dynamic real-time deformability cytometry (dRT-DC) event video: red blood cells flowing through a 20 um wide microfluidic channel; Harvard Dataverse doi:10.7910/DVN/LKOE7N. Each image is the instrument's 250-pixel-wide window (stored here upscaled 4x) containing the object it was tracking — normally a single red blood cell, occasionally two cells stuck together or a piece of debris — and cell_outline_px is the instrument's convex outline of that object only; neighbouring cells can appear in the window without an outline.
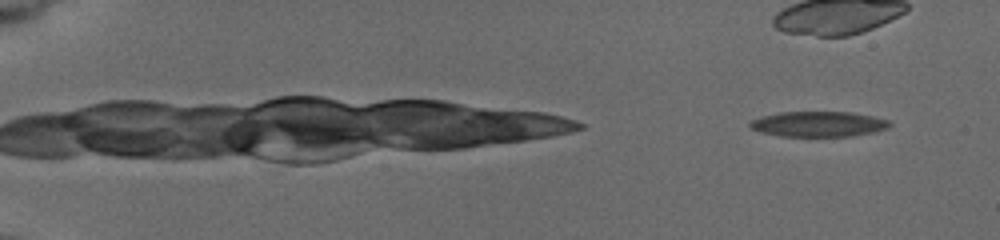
{"species": "common noctule bat (a hibernating species)", "species_latin": "Nyctalus noctula", "temperature_condition": "cold", "stored_images_in_passage": 21, "camera_frame_rate_fps": 3000, "um_per_image_px": 0.085, "animal": {"sex": "female", "body_mass_g": 19.5, "forearm_length_mm": 54.1}, "frame": {"image": 1, "passage_image": 4, "time_ms": 1.0, "image_size_px": [1000, 240], "cell_outline_px": [[892, 124], [888, 128], [872, 132], [848, 136], [780, 136], [760, 132], [748, 128], [748, 124], [752, 120], [764, 116], [780, 112], [848, 112], [872, 116], [888, 120]], "centroid_in_image_um": [69.53, 10.55], "position_along_channel_um": 15.5, "area_um2": 20.46}}